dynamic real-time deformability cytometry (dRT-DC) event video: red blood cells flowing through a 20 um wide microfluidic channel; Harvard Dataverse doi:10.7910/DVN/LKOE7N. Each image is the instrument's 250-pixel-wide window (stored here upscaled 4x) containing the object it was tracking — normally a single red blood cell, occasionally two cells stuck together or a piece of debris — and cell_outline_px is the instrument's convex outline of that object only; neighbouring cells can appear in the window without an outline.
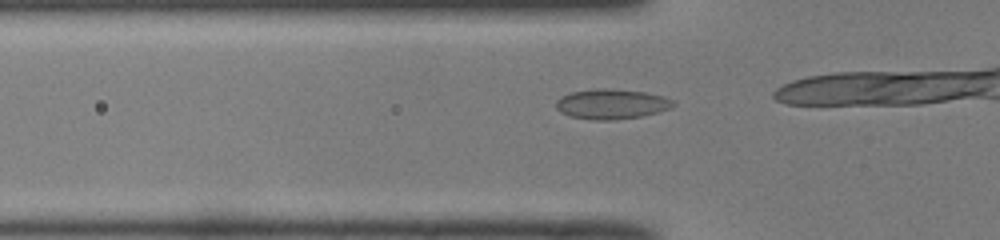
{"species": "common noctule bat (a hibernating species)", "species_latin": "Nyctalus noctula", "temperature_condition": "room temperature", "stored_images_in_passage": 12, "camera_frame_rate_fps": 3000, "um_per_image_px": 0.085, "animal": {"sex": "male", "body_mass_g": 19.0, "forearm_length_mm": 50.8}, "frame": {"image": 1, "passage_image": 7, "time_ms": 2.0, "image_size_px": [1000, 240], "cell_outline_px": [[676, 104], [672, 108], [640, 116], [616, 120], [592, 120], [568, 116], [560, 112], [556, 108], [556, 100], [560, 96], [572, 92], [596, 88], [612, 88], [644, 92], [664, 96], [672, 100]], "centroid_in_image_um": [51.95, 8.84], "position_along_channel_um": 73.8, "area_um2": 20.69}}
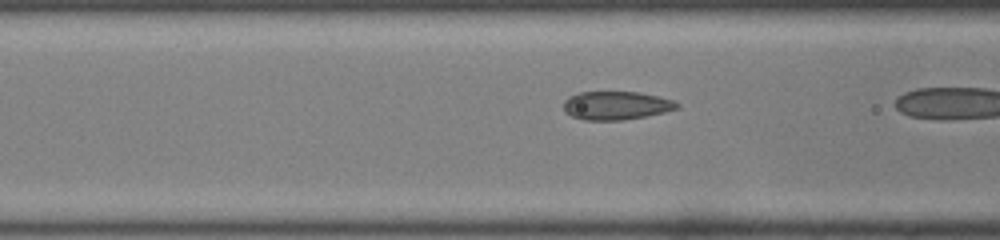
{"frame": {"image": 2, "passage_image": 10, "time_ms": 3.0, "image_size_px": [1000, 240], "cell_outline_px": [[680, 108], [664, 112], [624, 120], [584, 120], [572, 116], [564, 112], [564, 100], [568, 96], [580, 92], [640, 92], [672, 100], [680, 104]], "centroid_in_image_um": [52.35, 8.97], "position_along_channel_um": 114.2, "area_um2": 18.79}}